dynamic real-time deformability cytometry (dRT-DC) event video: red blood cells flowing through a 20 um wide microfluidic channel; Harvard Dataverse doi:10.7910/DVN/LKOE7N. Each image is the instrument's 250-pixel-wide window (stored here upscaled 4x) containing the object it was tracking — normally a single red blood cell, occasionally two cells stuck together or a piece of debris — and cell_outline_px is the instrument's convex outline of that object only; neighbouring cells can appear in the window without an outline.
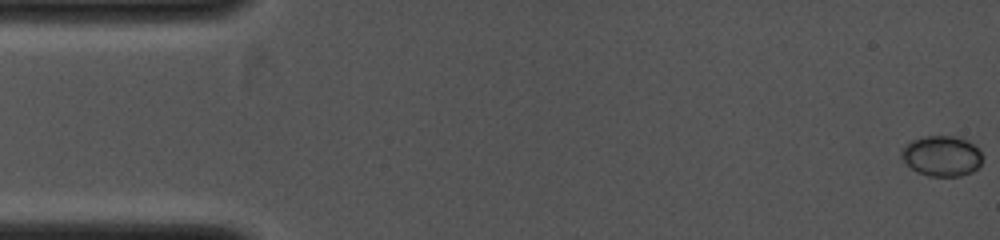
{"species": "common noctule bat (a hibernating species)", "species_latin": "Nyctalus noctula", "temperature_condition": "cold", "stored_images_in_passage": 52, "camera_frame_rate_fps": 4000, "um_per_image_px": 0.085, "animal": {"sex": "female", "body_mass_g": 19.0, "forearm_length_mm": 53.3}, "frame": {"image": 1, "passage_image": 1, "time_ms": 0.0, "image_size_px": [1000, 240], "cell_outline_px": [[984, 156], [980, 164], [972, 172], [960, 176], [928, 176], [912, 168], [900, 156], [900, 148], [912, 140], [924, 136], [960, 136], [968, 140], [980, 148]], "centroid_in_image_um": [80.08, 13.23], "position_along_channel_um": 4.9, "area_um2": 19.36}}
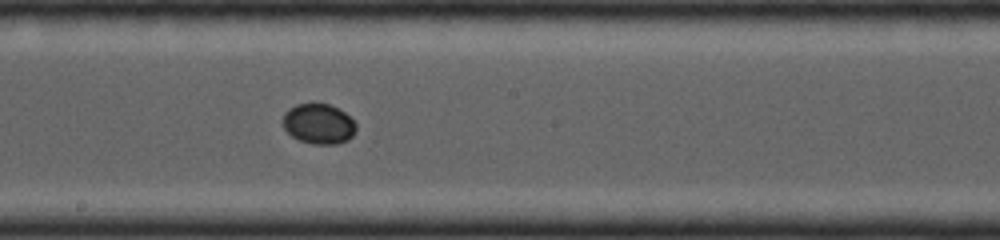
{"frame": {"image": 2, "passage_image": 28, "time_ms": 6.0, "image_size_px": [1000, 240], "cell_outline_px": [[356, 128], [352, 136], [348, 140], [336, 144], [312, 144], [300, 140], [292, 136], [284, 128], [280, 120], [284, 112], [288, 108], [296, 104], [312, 100], [316, 100], [340, 108], [356, 124]], "centroid_in_image_um": [27.03, 10.47], "position_along_channel_um": 221.2, "area_um2": 17.8}}
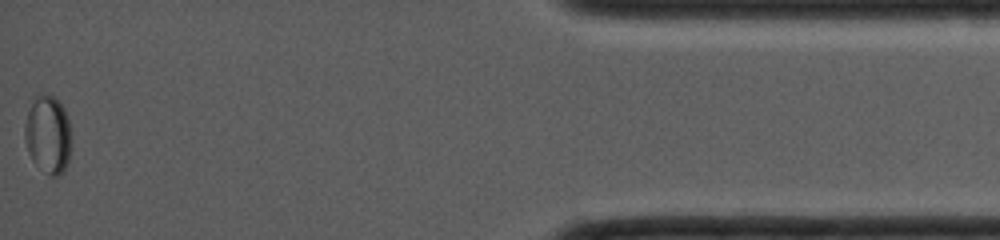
{"frame": {"image": 3, "passage_image": 52, "time_ms": 10.75, "image_size_px": [1000, 240], "cell_outline_px": [[68, 164], [64, 172], [56, 176], [52, 176], [32, 160], [28, 152], [24, 136], [24, 128], [28, 112], [36, 96], [40, 92], [48, 92], [56, 96], [64, 108], [68, 120]], "centroid_in_image_um": [4.05, 11.38], "position_along_channel_um": 431.1, "area_um2": 20.81}}